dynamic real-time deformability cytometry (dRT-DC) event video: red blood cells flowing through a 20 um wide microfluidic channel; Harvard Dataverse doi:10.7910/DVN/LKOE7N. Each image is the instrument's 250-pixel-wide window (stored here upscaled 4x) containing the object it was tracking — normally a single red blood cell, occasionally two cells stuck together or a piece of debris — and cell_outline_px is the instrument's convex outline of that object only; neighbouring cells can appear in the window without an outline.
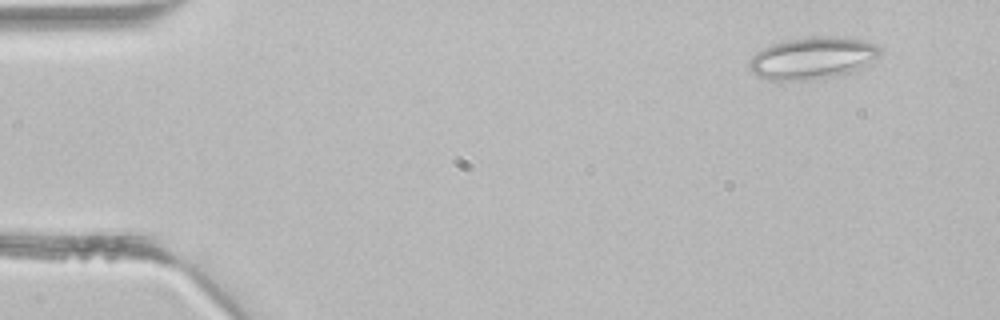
{"species": "common noctule bat (a hibernating species)", "species_latin": "Nyctalus noctula", "temperature_condition": "room temperature", "stored_images_in_passage": 43, "camera_frame_rate_fps": 3000, "um_per_image_px": 0.085, "animal": {"sex": "male", "body_mass_g": 21.5, "forearm_length_mm": 52.0}, "frame": {"image": 1, "passage_image": 4, "time_ms": 1.0, "image_size_px": [1000, 320], "cell_outline_px": [[880, 52], [872, 64], [836, 76], [812, 80], [768, 80], [756, 76], [748, 68], [748, 60], [756, 52], [772, 44], [784, 40], [808, 36], [844, 36], [876, 44], [880, 48]], "centroid_in_image_um": [69.04, 4.93], "position_along_channel_um": 16.0, "area_um2": 32.48}}
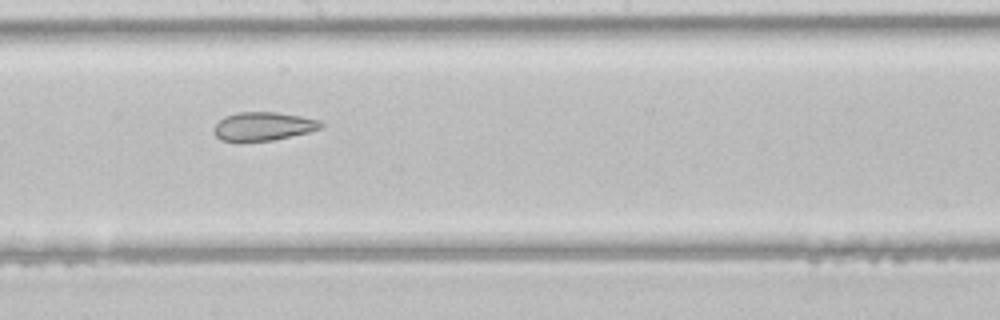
{"frame": {"image": 2, "passage_image": 24, "time_ms": 7.667, "image_size_px": [1000, 320], "cell_outline_px": [[324, 124], [320, 128], [308, 132], [272, 140], [220, 140], [212, 132], [212, 128], [224, 116], [236, 112], [276, 112], [300, 116], [320, 120]], "centroid_in_image_um": [22.35, 10.71], "position_along_channel_um": 225.9, "area_um2": 17.57}}
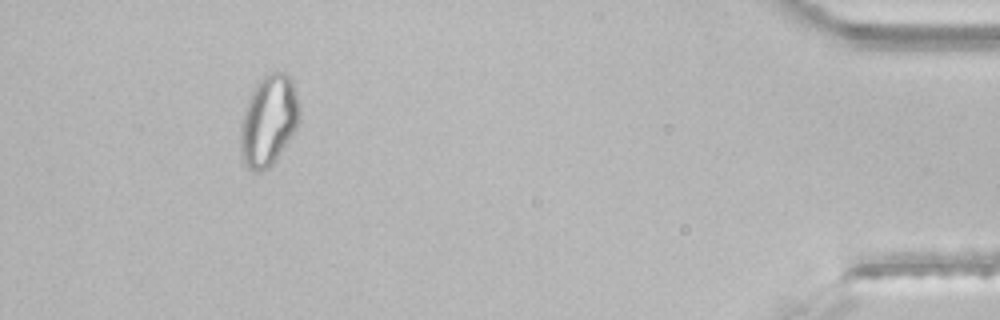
{"frame": {"image": 3, "passage_image": 40, "time_ms": 13.0, "image_size_px": [1000, 320], "cell_outline_px": [[300, 120], [296, 128], [276, 160], [268, 168], [260, 172], [248, 168], [240, 160], [240, 124], [248, 100], [256, 84], [268, 72], [284, 72], [292, 80], [296, 92], [300, 108]], "centroid_in_image_um": [22.82, 10.27], "position_along_channel_um": 412.4, "area_um2": 31.27}}